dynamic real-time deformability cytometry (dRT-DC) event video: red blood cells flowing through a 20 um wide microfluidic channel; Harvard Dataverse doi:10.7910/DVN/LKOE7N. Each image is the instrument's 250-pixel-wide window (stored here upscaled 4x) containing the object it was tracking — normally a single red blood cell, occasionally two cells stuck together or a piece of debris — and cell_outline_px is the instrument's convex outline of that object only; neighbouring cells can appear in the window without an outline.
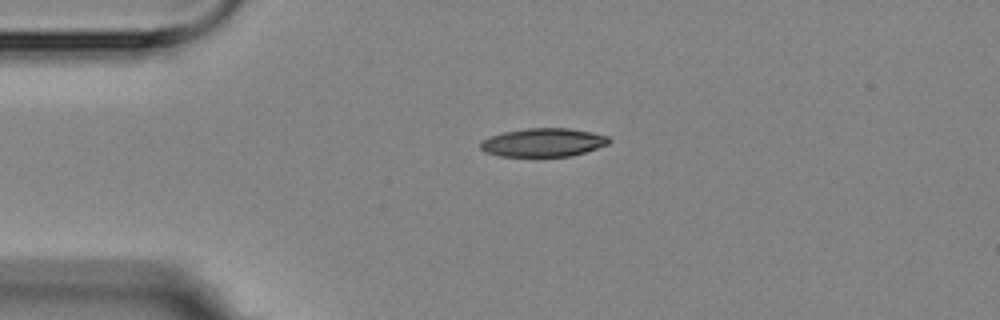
{"species": "Egyptian fruit bat (a non-hibernating species)", "species_latin": "Rousettus aegyptiacus", "temperature_condition": "room temperature", "stored_images_in_passage": 4, "camera_frame_rate_fps": 3000, "um_per_image_px": 0.085, "animal": {"sex": "female"}, "frame": {"image": 1, "passage_image": 3, "time_ms": 2.667, "image_size_px": [1000, 320], "cell_outline_px": [[612, 140], [608, 144], [572, 156], [500, 156], [484, 152], [480, 148], [480, 144], [484, 140], [492, 136], [504, 132], [528, 128], [568, 128], [592, 132], [608, 136]], "centroid_in_image_um": [46.2, 12.11], "position_along_channel_um": 38.8, "area_um2": 21.15}}